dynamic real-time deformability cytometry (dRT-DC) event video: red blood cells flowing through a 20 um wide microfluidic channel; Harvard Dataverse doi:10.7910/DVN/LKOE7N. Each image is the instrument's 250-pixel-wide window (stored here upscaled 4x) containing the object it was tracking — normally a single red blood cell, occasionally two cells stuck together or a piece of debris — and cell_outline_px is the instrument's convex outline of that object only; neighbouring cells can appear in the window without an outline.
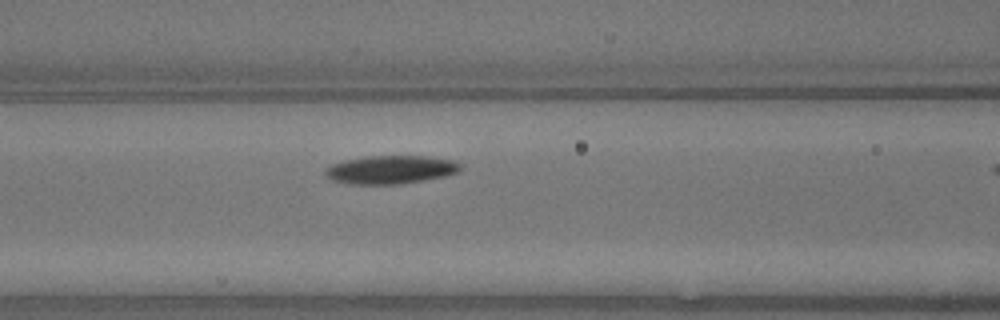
{"species": "common noctule bat (a hibernating species)", "species_latin": "Nyctalus noctula", "temperature_condition": "warm", "stored_images_in_passage": 7, "segment_of_instrument_passage": [1, 2], "camera_frame_rate_fps": 3000, "um_per_image_px": 0.085, "animal": {"sex": "male", "body_mass_g": 13.3}, "frame": {"image": 1, "passage_image": 6, "time_ms": 1.667, "image_size_px": [1000, 320], "cell_outline_px": [[460, 172], [444, 176], [424, 180], [400, 184], [352, 184], [332, 180], [324, 172], [324, 168], [332, 164], [344, 160], [368, 156], [428, 156], [452, 160], [460, 164]], "centroid_in_image_um": [33.2, 14.42], "position_along_channel_um": 133.4, "area_um2": 22.25}}